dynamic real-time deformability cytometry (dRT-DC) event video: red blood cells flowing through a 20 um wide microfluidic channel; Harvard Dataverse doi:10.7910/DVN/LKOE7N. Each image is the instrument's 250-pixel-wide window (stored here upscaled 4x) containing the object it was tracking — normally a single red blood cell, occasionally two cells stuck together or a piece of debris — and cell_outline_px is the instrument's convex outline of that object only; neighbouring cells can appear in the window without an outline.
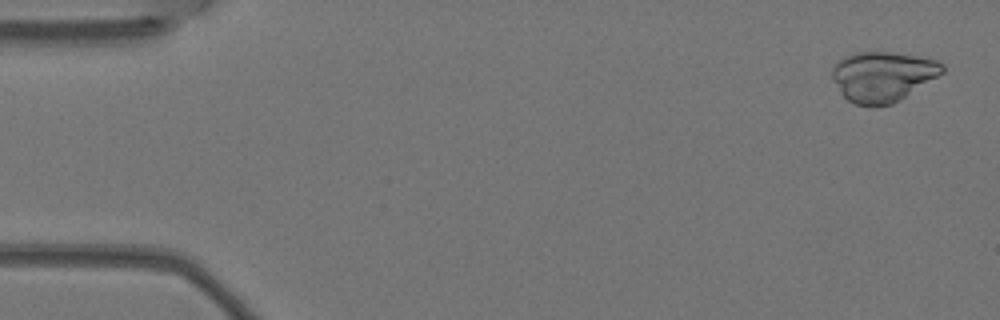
{"species": "Egyptian fruit bat (a non-hibernating species)", "species_latin": "Rousettus aegyptiacus", "temperature_condition": "warm", "stored_images_in_passage": 5, "camera_frame_rate_fps": 3000, "um_per_image_px": 0.085, "animal": {"sex": "female"}, "frame": {"image": 1, "passage_image": 1, "time_ms": 0.0, "image_size_px": [1000, 320], "cell_outline_px": [[944, 72], [900, 100], [892, 104], [876, 108], [872, 108], [856, 104], [848, 100], [840, 92], [832, 76], [832, 68], [844, 56], [856, 52], [892, 52], [916, 56], [936, 60], [944, 64]], "centroid_in_image_um": [75.03, 6.52], "position_along_channel_um": 10.0, "area_um2": 32.25}}